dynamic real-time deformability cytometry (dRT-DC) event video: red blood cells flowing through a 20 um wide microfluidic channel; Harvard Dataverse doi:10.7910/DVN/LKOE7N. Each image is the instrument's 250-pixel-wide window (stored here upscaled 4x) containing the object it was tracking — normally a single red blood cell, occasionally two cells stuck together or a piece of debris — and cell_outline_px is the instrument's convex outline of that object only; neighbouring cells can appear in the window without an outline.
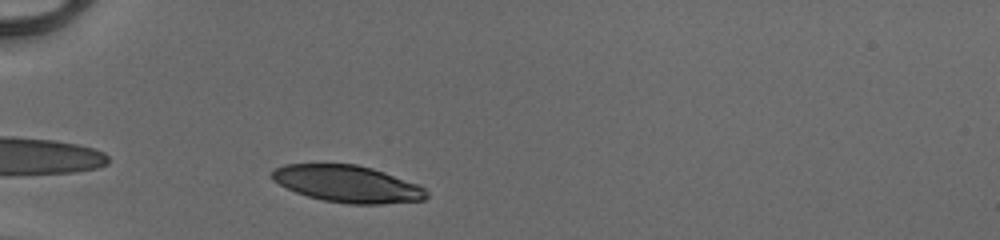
{"species": "human", "species_latin": "Homo sapiens", "temperature_condition": "cold", "stored_images_in_passage": 29, "camera_frame_rate_fps": 3000, "um_per_image_px": 0.085, "donor": {"sex": "male"}, "frame": {"image": 1, "passage_image": 2, "time_ms": 0.333, "image_size_px": [1000, 240], "cell_outline_px": [[428, 196], [424, 200], [380, 204], [348, 204], [324, 200], [308, 196], [296, 192], [272, 180], [272, 172], [276, 168], [284, 164], [356, 164], [372, 168], [420, 184], [428, 192]], "centroid_in_image_um": [29.58, 15.63], "position_along_channel_um": 55.4, "area_um2": 33.18}}
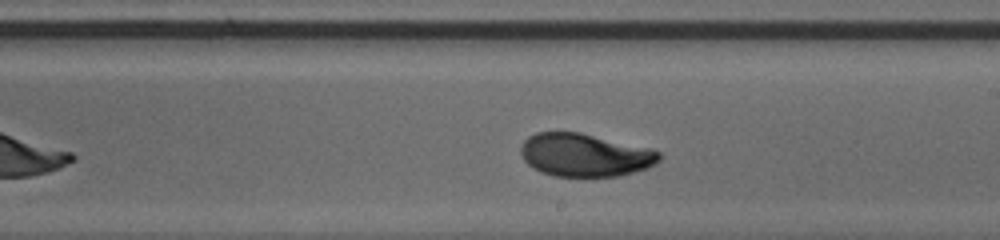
{"frame": {"image": 2, "passage_image": 17, "time_ms": 5.333, "image_size_px": [1000, 240], "cell_outline_px": [[660, 160], [656, 164], [648, 168], [620, 176], [552, 176], [540, 172], [532, 168], [524, 160], [520, 152], [520, 144], [528, 136], [536, 132], [580, 132], [652, 148], [660, 152]], "centroid_in_image_um": [49.71, 13.17], "position_along_channel_um": 239.3, "area_um2": 35.14}}
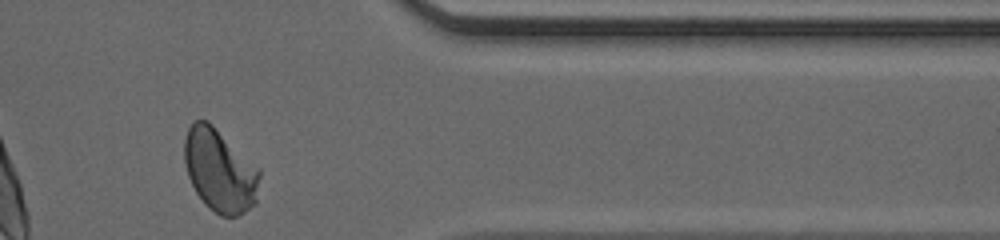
{"frame": {"image": 3, "passage_image": 29, "time_ms": 9.333, "image_size_px": [1000, 240], "cell_outline_px": [[260, 176], [256, 204], [244, 212], [236, 216], [220, 216], [208, 208], [204, 204], [196, 192], [188, 176], [184, 160], [184, 140], [188, 128], [196, 120], [208, 120], [260, 168]], "centroid_in_image_um": [18.69, 14.5], "position_along_channel_um": 392.7, "area_um2": 36.59}, "authors_computed_cell_mechanics": {"area_um2": 35.1424, "velocity_mm_per_s": 4.1052, "shape_relaxation_time_tau1_ms": 3.173, "shape_relaxation_time_tau2_ms": 0.8709, "deformation_change_tau1": 0.1521, "deformation_change_tau2": 0.0465}}